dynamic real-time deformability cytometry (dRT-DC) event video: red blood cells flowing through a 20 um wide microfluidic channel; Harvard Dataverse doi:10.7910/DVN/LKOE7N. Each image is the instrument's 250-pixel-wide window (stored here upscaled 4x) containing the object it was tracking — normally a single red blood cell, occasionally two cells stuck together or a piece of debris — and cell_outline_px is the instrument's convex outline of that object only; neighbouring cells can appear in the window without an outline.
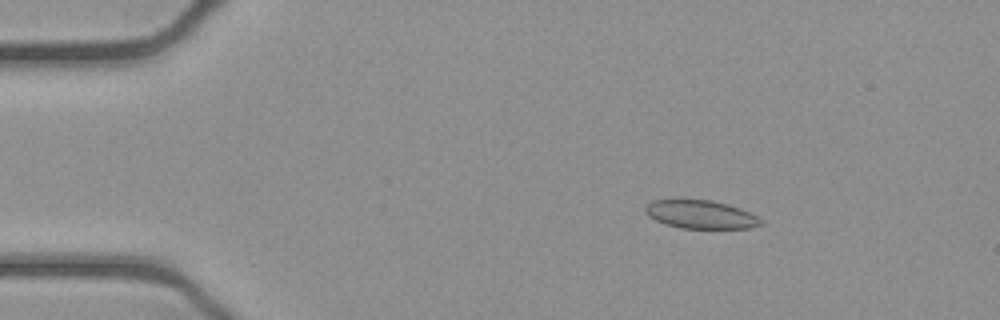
{"species": "common noctule bat (a hibernating species)", "species_latin": "Nyctalus noctula", "temperature_condition": "cold", "stored_images_in_passage": 52, "camera_frame_rate_fps": 3000, "um_per_image_px": 0.085, "animal": {"sex": "female", "body_mass_g": 21.9}, "frame": {"image": 1, "passage_image": 8, "time_ms": 2.333, "image_size_px": [1000, 320], "cell_outline_px": [[764, 224], [752, 228], [680, 228], [664, 224], [648, 216], [644, 212], [644, 208], [652, 200], [712, 200], [728, 204], [740, 208], [764, 220]], "centroid_in_image_um": [59.57, 18.24], "position_along_channel_um": 25.4, "area_um2": 19.13}}
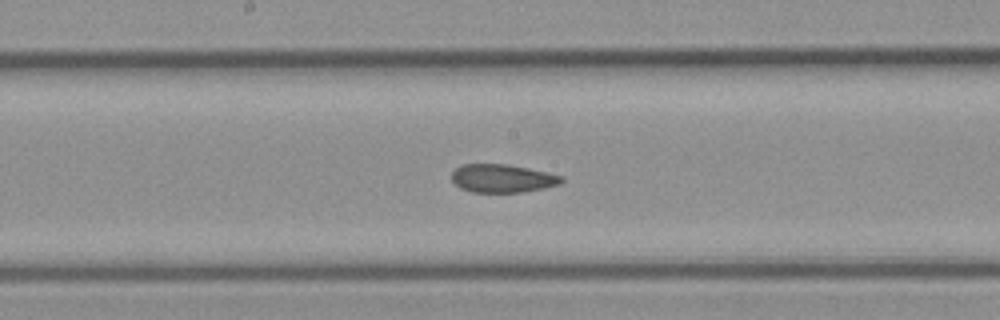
{"frame": {"image": 2, "passage_image": 27, "time_ms": 8.667, "image_size_px": [1000, 320], "cell_outline_px": [[564, 180], [560, 184], [544, 188], [520, 192], [472, 192], [460, 188], [452, 180], [452, 172], [460, 164], [508, 164], [548, 172], [564, 176]], "centroid_in_image_um": [42.72, 15.15], "position_along_channel_um": 205.5, "area_um2": 18.15}}
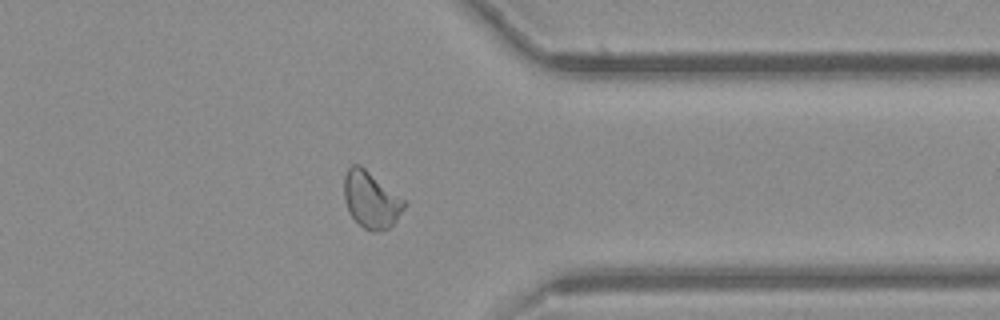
{"frame": {"image": 3, "passage_image": 41, "time_ms": 13.333, "image_size_px": [1000, 320], "cell_outline_px": [[408, 204], [396, 220], [388, 228], [380, 232], [372, 232], [364, 228], [348, 212], [344, 200], [344, 176], [348, 168], [352, 164], [360, 164], [404, 200]], "centroid_in_image_um": [31.52, 16.98], "position_along_channel_um": 379.9, "area_um2": 19.77}, "authors_computed_cell_mechanics": {"area_um2": 19.6231, "velocity_mm_per_s": 3.9022, "shape_relaxation_time_tau1_ms": null, "shape_relaxation_time_tau2_ms": 1.9858, "deformation_change_tau1": null, "deformation_change_tau2": 0.0748}}